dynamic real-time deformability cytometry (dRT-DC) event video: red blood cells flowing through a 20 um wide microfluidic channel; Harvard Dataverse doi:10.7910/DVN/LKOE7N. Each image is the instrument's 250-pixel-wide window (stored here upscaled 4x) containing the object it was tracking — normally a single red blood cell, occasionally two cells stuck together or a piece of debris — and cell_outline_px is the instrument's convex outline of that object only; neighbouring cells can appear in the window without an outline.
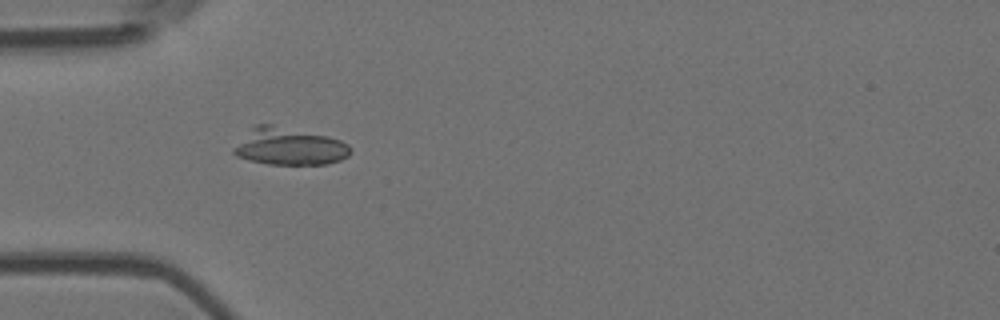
{"species": "Egyptian fruit bat (a non-hibernating species)", "species_latin": "Rousettus aegyptiacus", "temperature_condition": "room temperature", "stored_images_in_passage": 5, "camera_frame_rate_fps": 3000, "um_per_image_px": 0.085, "animal": {"sex": "female"}, "frame": {"image": 1, "passage_image": 4, "time_ms": 1.0, "image_size_px": [1000, 320], "cell_outline_px": [[352, 152], [348, 156], [340, 160], [324, 164], [268, 164], [248, 160], [236, 156], [232, 152], [232, 148], [256, 124], [272, 124], [328, 136], [340, 140], [348, 144], [352, 148]], "centroid_in_image_um": [24.59, 12.45], "position_along_channel_um": 60.4, "area_um2": 25.32}}
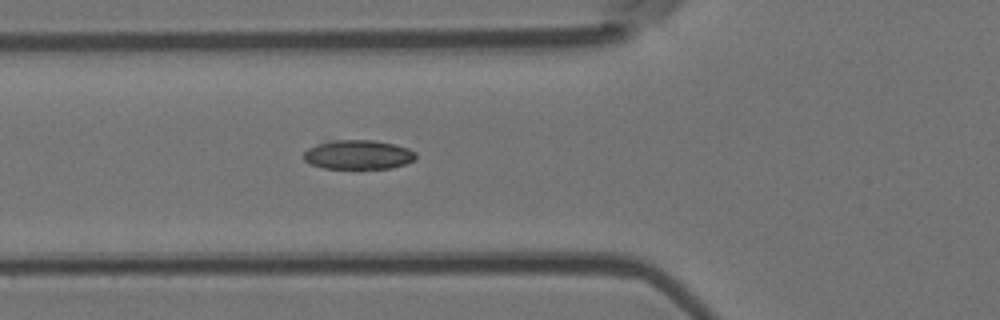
{"frame": {"image": 2, "passage_image": 5, "time_ms": 1.333, "image_size_px": [1000, 320], "cell_outline_px": [[416, 160], [392, 168], [324, 168], [312, 164], [304, 160], [304, 152], [308, 148], [316, 144], [328, 140], [372, 140], [396, 144], [408, 148], [416, 152]], "centroid_in_image_um": [30.47, 13.13], "position_along_channel_um": 95.3, "area_um2": 19.19}}